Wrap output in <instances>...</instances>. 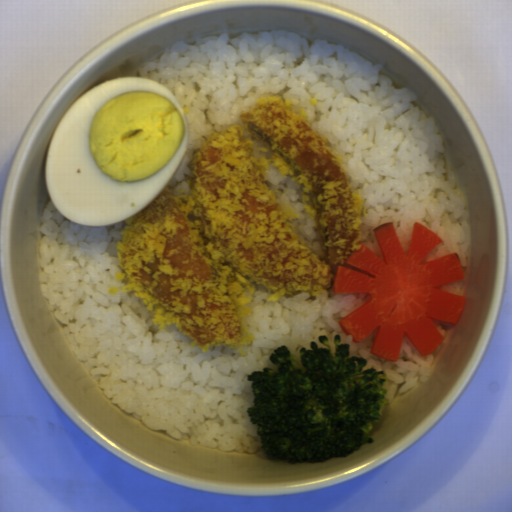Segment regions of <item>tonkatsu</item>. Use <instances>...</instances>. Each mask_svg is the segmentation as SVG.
<instances>
[{
	"mask_svg": "<svg viewBox=\"0 0 512 512\" xmlns=\"http://www.w3.org/2000/svg\"><path fill=\"white\" fill-rule=\"evenodd\" d=\"M289 98H257L239 123L202 137L179 193L165 186L125 220L116 242L120 286L158 329L175 324L190 345L253 343L246 316L259 285L268 302L334 297L339 265L365 246L366 198L343 155ZM361 243L362 245H360Z\"/></svg>",
	"mask_w": 512,
	"mask_h": 512,
	"instance_id": "obj_1",
	"label": "tonkatsu"
}]
</instances>
